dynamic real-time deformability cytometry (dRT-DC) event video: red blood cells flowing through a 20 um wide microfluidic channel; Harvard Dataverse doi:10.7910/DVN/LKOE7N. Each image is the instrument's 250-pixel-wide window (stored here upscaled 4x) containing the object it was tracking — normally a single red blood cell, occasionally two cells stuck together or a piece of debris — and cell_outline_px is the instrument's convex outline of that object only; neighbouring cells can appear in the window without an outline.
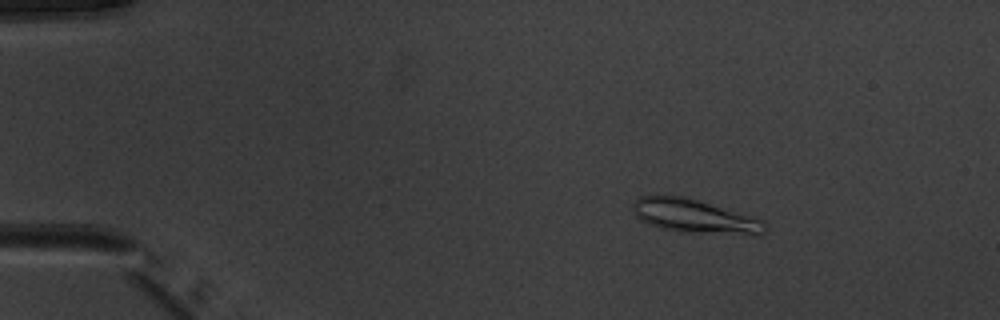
{"species": "common noctule bat (a hibernating species)", "species_latin": "Nyctalus noctula", "temperature_condition": "warm", "stored_images_in_passage": 52, "camera_frame_rate_fps": 3000, "um_per_image_px": 0.085, "animal": {"sex": "male", "body_mass_g": 20.1, "forearm_length_mm": 53.5}, "frame": {"image": 1, "passage_image": 9, "time_ms": 2.667, "image_size_px": [1000, 320], "cell_outline_px": [[768, 232], [760, 236], [752, 236], [680, 232], [660, 228], [648, 224], [640, 220], [636, 216], [632, 204], [640, 196], [688, 196], [764, 220], [768, 224]], "centroid_in_image_um": [59.16, 18.42], "position_along_channel_um": 25.8, "area_um2": 26.76}}
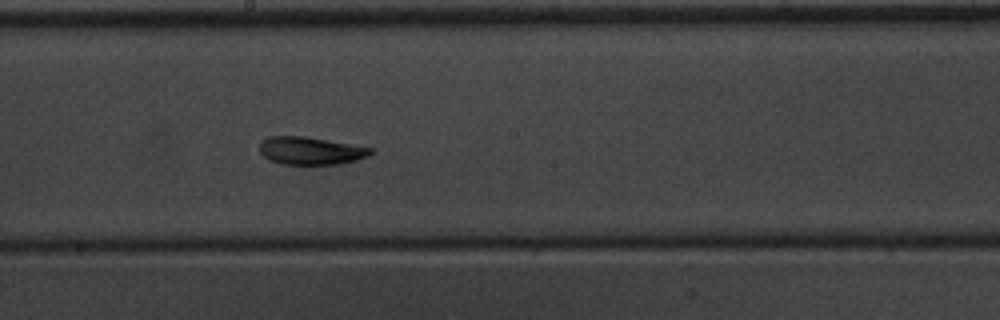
{"frame": {"image": 2, "passage_image": 30, "time_ms": 9.667, "image_size_px": [1000, 320], "cell_outline_px": [[372, 152], [368, 156], [356, 160], [336, 164], [284, 164], [268, 160], [260, 152], [260, 140], [268, 136], [304, 136], [372, 148]], "centroid_in_image_um": [26.35, 12.81], "position_along_channel_um": 221.9, "area_um2": 17.8}}
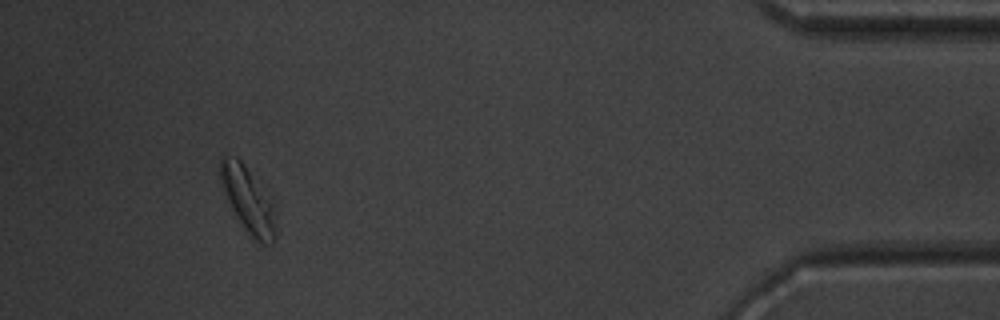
{"frame": {"image": 3, "passage_image": 49, "time_ms": 16.0, "image_size_px": [1000, 320], "cell_outline_px": [[276, 240], [272, 244], [260, 244], [252, 240], [240, 224], [220, 184], [220, 156], [236, 156], [244, 164], [276, 204]], "centroid_in_image_um": [21.13, 17.05], "position_along_channel_um": 414.1, "area_um2": 21.91}, "authors_computed_cell_mechanics": {"area_um2": 18.9295, "velocity_mm_per_s": 3.9388, "shape_relaxation_time_tau1_ms": 3.6032, "shape_relaxation_time_tau2_ms": 10.6565, "deformation_change_tau1": 0.1557, "deformation_change_tau2": 0.1576}}